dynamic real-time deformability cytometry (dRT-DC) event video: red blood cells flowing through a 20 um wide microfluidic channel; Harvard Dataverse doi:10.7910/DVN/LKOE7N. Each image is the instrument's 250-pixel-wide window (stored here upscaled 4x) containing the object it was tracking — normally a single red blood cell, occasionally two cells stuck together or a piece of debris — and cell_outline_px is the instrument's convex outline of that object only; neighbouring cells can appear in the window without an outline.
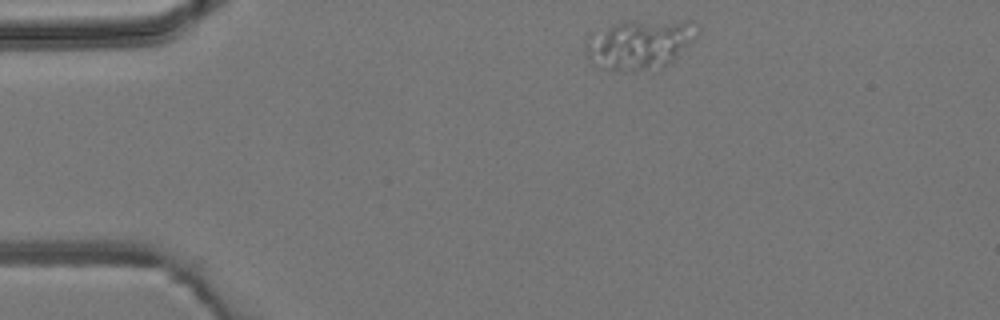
{"species": "common noctule bat (a hibernating species)", "species_latin": "Nyctalus noctula", "temperature_condition": "room temperature", "stored_images_in_passage": 2, "camera_frame_rate_fps": 3000, "um_per_image_px": 0.085, "animal": {"sex": "male", "body_mass_g": 19.2, "forearm_length_mm": 51.8}, "frame": {"image": 1, "passage_image": 1, "time_ms": 0.0, "image_size_px": [1000, 320], "cell_outline_px": [[700, 32], [668, 64], [660, 68], [600, 68], [588, 56], [584, 48], [584, 44], [588, 36], [592, 32], [628, 20], [688, 20], [700, 28]], "centroid_in_image_um": [54.38, 3.68], "position_along_channel_um": 30.6, "area_um2": 31.62}}